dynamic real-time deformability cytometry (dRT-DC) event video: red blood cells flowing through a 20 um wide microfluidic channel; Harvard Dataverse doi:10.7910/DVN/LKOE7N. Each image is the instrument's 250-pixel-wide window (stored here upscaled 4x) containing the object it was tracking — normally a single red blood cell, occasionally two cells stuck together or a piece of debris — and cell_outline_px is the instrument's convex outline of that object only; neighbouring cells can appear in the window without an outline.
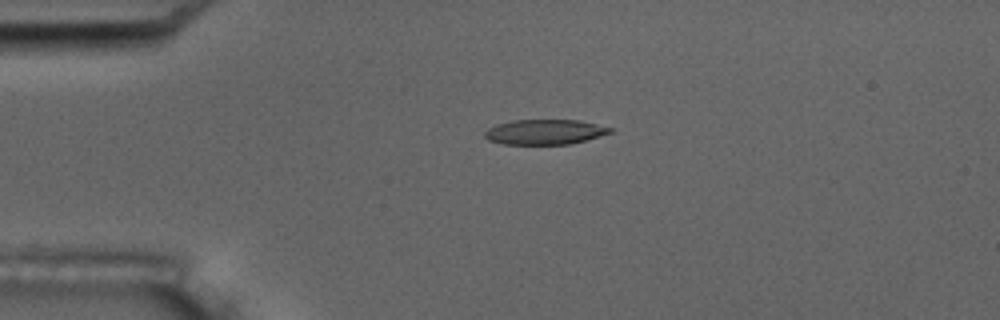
{"species": "common noctule bat (a hibernating species)", "species_latin": "Nyctalus noctula", "temperature_condition": "room temperature", "stored_images_in_passage": 2, "camera_frame_rate_fps": 3000, "um_per_image_px": 0.085, "animal": {"sex": "male", "body_mass_g": 17.5, "forearm_length_mm": 52.3}, "frame": {"image": 1, "passage_image": 1, "time_ms": 0.0, "image_size_px": [1000, 320], "cell_outline_px": [[612, 132], [600, 136], [568, 144], [504, 144], [488, 140], [484, 136], [484, 132], [488, 128], [496, 124], [512, 120], [580, 120], [612, 128]], "centroid_in_image_um": [46.27, 11.21], "position_along_channel_um": 38.7, "area_um2": 18.21}}